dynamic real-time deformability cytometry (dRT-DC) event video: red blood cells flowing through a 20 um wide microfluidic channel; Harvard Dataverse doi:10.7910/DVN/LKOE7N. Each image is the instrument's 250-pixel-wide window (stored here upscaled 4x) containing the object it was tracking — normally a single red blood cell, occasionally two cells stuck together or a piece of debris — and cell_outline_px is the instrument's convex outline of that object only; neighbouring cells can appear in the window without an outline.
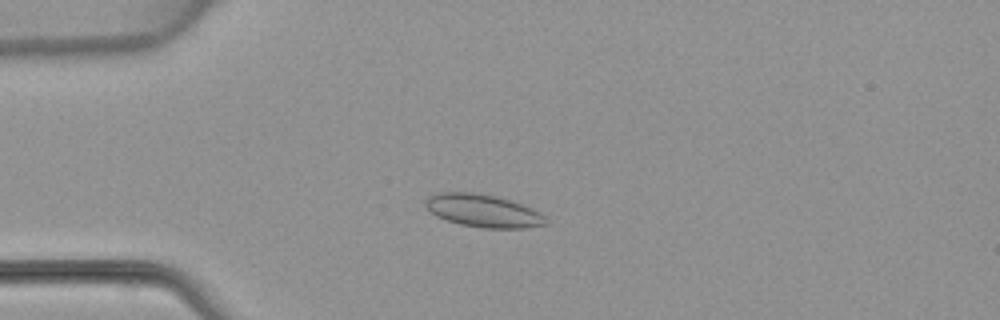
{"species": "common noctule bat (a hibernating species)", "species_latin": "Nyctalus noctula", "temperature_condition": "warm", "stored_images_in_passage": 4, "camera_frame_rate_fps": 3000, "um_per_image_px": 0.085, "animal": {"sex": "female", "body_mass_g": 22.7, "forearm_length_mm": 54.2}, "frame": {"image": 1, "passage_image": 2, "time_ms": 2.333, "image_size_px": [1000, 320], "cell_outline_px": [[548, 224], [524, 228], [484, 228], [460, 224], [436, 216], [424, 204], [424, 200], [428, 196], [436, 192], [476, 192], [496, 196], [532, 208], [544, 216]], "centroid_in_image_um": [41.03, 17.9], "position_along_channel_um": 44.0, "area_um2": 22.89}}
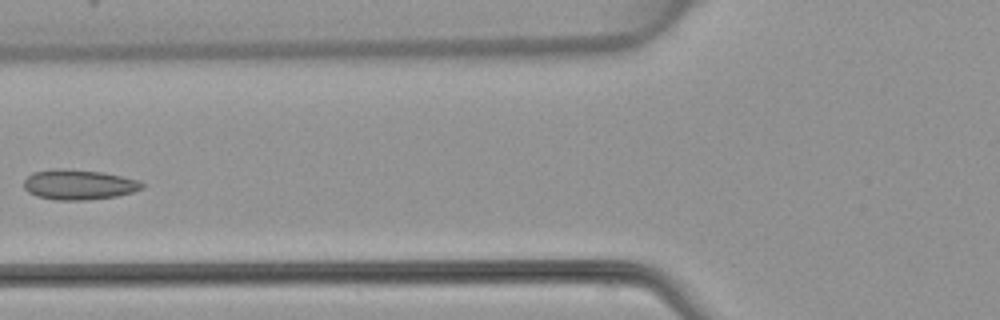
{"frame": {"image": 2, "passage_image": 4, "time_ms": 4.667, "image_size_px": [1000, 320], "cell_outline_px": [[144, 188], [132, 192], [116, 196], [84, 200], [56, 200], [36, 196], [28, 192], [24, 188], [24, 180], [32, 172], [56, 168], [64, 168], [104, 172], [140, 180], [144, 184]], "centroid_in_image_um": [6.69, 15.68], "position_along_channel_um": 119.1, "area_um2": 20.92}}